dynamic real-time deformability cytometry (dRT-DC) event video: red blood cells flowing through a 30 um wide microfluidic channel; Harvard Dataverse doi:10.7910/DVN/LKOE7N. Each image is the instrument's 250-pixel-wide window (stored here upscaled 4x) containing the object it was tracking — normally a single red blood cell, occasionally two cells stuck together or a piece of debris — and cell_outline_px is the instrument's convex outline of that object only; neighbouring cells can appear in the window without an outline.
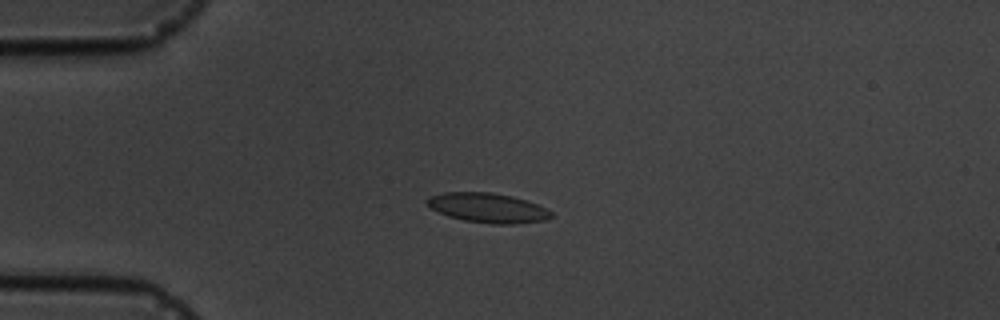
{"species": "common noctule bat (a hibernating species)", "species_latin": "Nyctalus noctula", "temperature_condition": "cold", "stored_images_in_passage": 16, "camera_frame_rate_fps": 3000, "um_per_image_px": 0.085, "animal": {"sex": "male", "body_mass_g": 19.5, "forearm_length_mm": 54.6}, "frame": {"image": 1, "passage_image": 4, "time_ms": 4.333, "image_size_px": [1000, 320], "cell_outline_px": [[552, 216], [544, 220], [516, 224], [492, 224], [464, 220], [448, 216], [424, 204], [424, 200], [428, 196], [444, 192], [492, 192], [512, 196], [536, 204], [552, 212]], "centroid_in_image_um": [41.4, 17.66], "position_along_channel_um": 43.6, "area_um2": 21.39}}
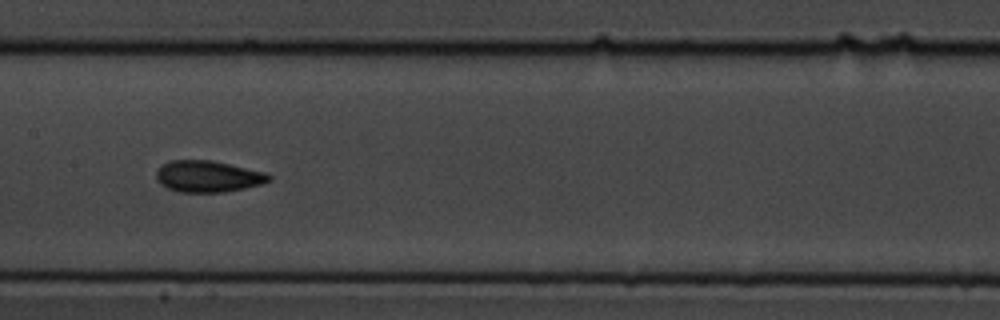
{"frame": {"image": 2, "passage_image": 8, "time_ms": 9.0, "image_size_px": [1000, 320], "cell_outline_px": [[272, 180], [264, 184], [224, 192], [180, 192], [168, 188], [160, 184], [156, 180], [156, 172], [168, 160], [212, 160], [268, 172], [272, 176]], "centroid_in_image_um": [17.73, 14.99], "position_along_channel_um": 189.7, "area_um2": 20.92}}
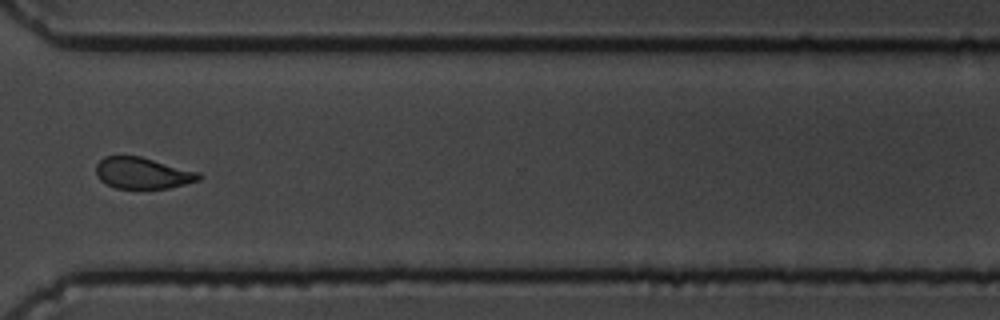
{"frame": {"image": 3, "passage_image": 12, "time_ms": 13.667, "image_size_px": [1000, 320], "cell_outline_px": [[204, 176], [200, 180], [168, 188], [116, 188], [100, 180], [96, 176], [96, 164], [104, 156], [140, 156], [200, 172]], "centroid_in_image_um": [12.14, 14.71], "position_along_channel_um": 358.5, "area_um2": 18.79}, "authors_computed_cell_mechanics": {"area_um2": 19.7965, "velocity_mm_per_s": 3.6279, "shape_relaxation_time_tau1_ms": 2.315, "shape_relaxation_time_tau2_ms": 2.0681, "deformation_change_tau1": 0.0689, "deformation_change_tau2": 0.0407}}